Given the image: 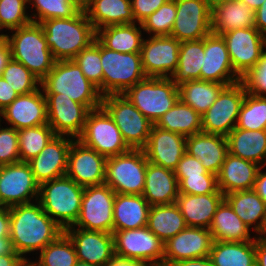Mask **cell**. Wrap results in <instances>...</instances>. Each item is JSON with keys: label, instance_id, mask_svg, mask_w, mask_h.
<instances>
[{"label": "cell", "instance_id": "obj_1", "mask_svg": "<svg viewBox=\"0 0 266 266\" xmlns=\"http://www.w3.org/2000/svg\"><path fill=\"white\" fill-rule=\"evenodd\" d=\"M10 234L13 249L26 262L23 254L42 250L54 242L64 230L43 211L39 201L9 207Z\"/></svg>", "mask_w": 266, "mask_h": 266}, {"label": "cell", "instance_id": "obj_2", "mask_svg": "<svg viewBox=\"0 0 266 266\" xmlns=\"http://www.w3.org/2000/svg\"><path fill=\"white\" fill-rule=\"evenodd\" d=\"M40 25L56 61L72 60L96 39V30L85 10L71 18L44 20Z\"/></svg>", "mask_w": 266, "mask_h": 266}, {"label": "cell", "instance_id": "obj_3", "mask_svg": "<svg viewBox=\"0 0 266 266\" xmlns=\"http://www.w3.org/2000/svg\"><path fill=\"white\" fill-rule=\"evenodd\" d=\"M44 94L68 96L89 110L101 107L102 95L83 74L73 60L56 61L48 75L41 81Z\"/></svg>", "mask_w": 266, "mask_h": 266}, {"label": "cell", "instance_id": "obj_4", "mask_svg": "<svg viewBox=\"0 0 266 266\" xmlns=\"http://www.w3.org/2000/svg\"><path fill=\"white\" fill-rule=\"evenodd\" d=\"M83 191V186L65 175L41 183L38 201L43 211L65 230L79 218Z\"/></svg>", "mask_w": 266, "mask_h": 266}, {"label": "cell", "instance_id": "obj_5", "mask_svg": "<svg viewBox=\"0 0 266 266\" xmlns=\"http://www.w3.org/2000/svg\"><path fill=\"white\" fill-rule=\"evenodd\" d=\"M11 31H15L11 37L5 35V40L10 47L11 58L22 63L42 81L56 62L47 45L43 27L32 22Z\"/></svg>", "mask_w": 266, "mask_h": 266}, {"label": "cell", "instance_id": "obj_6", "mask_svg": "<svg viewBox=\"0 0 266 266\" xmlns=\"http://www.w3.org/2000/svg\"><path fill=\"white\" fill-rule=\"evenodd\" d=\"M123 95L155 124L178 101L179 90L171 78L146 77Z\"/></svg>", "mask_w": 266, "mask_h": 266}, {"label": "cell", "instance_id": "obj_7", "mask_svg": "<svg viewBox=\"0 0 266 266\" xmlns=\"http://www.w3.org/2000/svg\"><path fill=\"white\" fill-rule=\"evenodd\" d=\"M147 157L142 149L111 156L106 159L105 184L115 193L142 195L145 187Z\"/></svg>", "mask_w": 266, "mask_h": 266}, {"label": "cell", "instance_id": "obj_8", "mask_svg": "<svg viewBox=\"0 0 266 266\" xmlns=\"http://www.w3.org/2000/svg\"><path fill=\"white\" fill-rule=\"evenodd\" d=\"M101 106L112 117L130 149H144L153 123L123 94L102 96Z\"/></svg>", "mask_w": 266, "mask_h": 266}, {"label": "cell", "instance_id": "obj_9", "mask_svg": "<svg viewBox=\"0 0 266 266\" xmlns=\"http://www.w3.org/2000/svg\"><path fill=\"white\" fill-rule=\"evenodd\" d=\"M103 96L124 94L146 75L142 68L141 53H120L101 44Z\"/></svg>", "mask_w": 266, "mask_h": 266}, {"label": "cell", "instance_id": "obj_10", "mask_svg": "<svg viewBox=\"0 0 266 266\" xmlns=\"http://www.w3.org/2000/svg\"><path fill=\"white\" fill-rule=\"evenodd\" d=\"M77 139L106 158L130 150L112 117L102 106L89 111L83 131Z\"/></svg>", "mask_w": 266, "mask_h": 266}, {"label": "cell", "instance_id": "obj_11", "mask_svg": "<svg viewBox=\"0 0 266 266\" xmlns=\"http://www.w3.org/2000/svg\"><path fill=\"white\" fill-rule=\"evenodd\" d=\"M112 234L115 256L151 266H163L164 242L147 226L113 231Z\"/></svg>", "mask_w": 266, "mask_h": 266}, {"label": "cell", "instance_id": "obj_12", "mask_svg": "<svg viewBox=\"0 0 266 266\" xmlns=\"http://www.w3.org/2000/svg\"><path fill=\"white\" fill-rule=\"evenodd\" d=\"M115 195L105 183L84 187L80 215L74 226L112 233Z\"/></svg>", "mask_w": 266, "mask_h": 266}, {"label": "cell", "instance_id": "obj_13", "mask_svg": "<svg viewBox=\"0 0 266 266\" xmlns=\"http://www.w3.org/2000/svg\"><path fill=\"white\" fill-rule=\"evenodd\" d=\"M246 92L242 81L226 86L201 116L202 132L227 136L236 127Z\"/></svg>", "mask_w": 266, "mask_h": 266}, {"label": "cell", "instance_id": "obj_14", "mask_svg": "<svg viewBox=\"0 0 266 266\" xmlns=\"http://www.w3.org/2000/svg\"><path fill=\"white\" fill-rule=\"evenodd\" d=\"M232 67L242 79L259 62L266 48V37L256 27L234 29L223 33Z\"/></svg>", "mask_w": 266, "mask_h": 266}, {"label": "cell", "instance_id": "obj_15", "mask_svg": "<svg viewBox=\"0 0 266 266\" xmlns=\"http://www.w3.org/2000/svg\"><path fill=\"white\" fill-rule=\"evenodd\" d=\"M40 184L35 180L28 162H17L0 166V206L38 201Z\"/></svg>", "mask_w": 266, "mask_h": 266}, {"label": "cell", "instance_id": "obj_16", "mask_svg": "<svg viewBox=\"0 0 266 266\" xmlns=\"http://www.w3.org/2000/svg\"><path fill=\"white\" fill-rule=\"evenodd\" d=\"M149 38L143 40L140 52L146 77L170 78L178 66L181 42L172 36Z\"/></svg>", "mask_w": 266, "mask_h": 266}, {"label": "cell", "instance_id": "obj_17", "mask_svg": "<svg viewBox=\"0 0 266 266\" xmlns=\"http://www.w3.org/2000/svg\"><path fill=\"white\" fill-rule=\"evenodd\" d=\"M176 18L171 35L178 41L200 40L212 33L211 12L205 0H175Z\"/></svg>", "mask_w": 266, "mask_h": 266}, {"label": "cell", "instance_id": "obj_18", "mask_svg": "<svg viewBox=\"0 0 266 266\" xmlns=\"http://www.w3.org/2000/svg\"><path fill=\"white\" fill-rule=\"evenodd\" d=\"M48 125L56 135L78 138L84 128L89 109L68 96L45 94Z\"/></svg>", "mask_w": 266, "mask_h": 266}, {"label": "cell", "instance_id": "obj_19", "mask_svg": "<svg viewBox=\"0 0 266 266\" xmlns=\"http://www.w3.org/2000/svg\"><path fill=\"white\" fill-rule=\"evenodd\" d=\"M106 157L74 139L68 154L66 175L83 187L105 183Z\"/></svg>", "mask_w": 266, "mask_h": 266}, {"label": "cell", "instance_id": "obj_20", "mask_svg": "<svg viewBox=\"0 0 266 266\" xmlns=\"http://www.w3.org/2000/svg\"><path fill=\"white\" fill-rule=\"evenodd\" d=\"M213 242L209 229L187 226L164 243L163 266L181 260L208 257Z\"/></svg>", "mask_w": 266, "mask_h": 266}, {"label": "cell", "instance_id": "obj_21", "mask_svg": "<svg viewBox=\"0 0 266 266\" xmlns=\"http://www.w3.org/2000/svg\"><path fill=\"white\" fill-rule=\"evenodd\" d=\"M64 233L73 242L77 260L95 266H105L115 257L112 233L75 229V226L68 227Z\"/></svg>", "mask_w": 266, "mask_h": 266}, {"label": "cell", "instance_id": "obj_22", "mask_svg": "<svg viewBox=\"0 0 266 266\" xmlns=\"http://www.w3.org/2000/svg\"><path fill=\"white\" fill-rule=\"evenodd\" d=\"M201 80L225 84L238 83L242 79L235 73L225 40L220 35L204 37V57Z\"/></svg>", "mask_w": 266, "mask_h": 266}, {"label": "cell", "instance_id": "obj_23", "mask_svg": "<svg viewBox=\"0 0 266 266\" xmlns=\"http://www.w3.org/2000/svg\"><path fill=\"white\" fill-rule=\"evenodd\" d=\"M73 138L56 135L30 164L35 180L41 184L66 175L68 154Z\"/></svg>", "mask_w": 266, "mask_h": 266}, {"label": "cell", "instance_id": "obj_24", "mask_svg": "<svg viewBox=\"0 0 266 266\" xmlns=\"http://www.w3.org/2000/svg\"><path fill=\"white\" fill-rule=\"evenodd\" d=\"M143 150L148 162L174 171L186 152V137L153 124Z\"/></svg>", "mask_w": 266, "mask_h": 266}, {"label": "cell", "instance_id": "obj_25", "mask_svg": "<svg viewBox=\"0 0 266 266\" xmlns=\"http://www.w3.org/2000/svg\"><path fill=\"white\" fill-rule=\"evenodd\" d=\"M16 130L48 124L47 102L45 95L37 90L19 95L10 105L0 112Z\"/></svg>", "mask_w": 266, "mask_h": 266}, {"label": "cell", "instance_id": "obj_26", "mask_svg": "<svg viewBox=\"0 0 266 266\" xmlns=\"http://www.w3.org/2000/svg\"><path fill=\"white\" fill-rule=\"evenodd\" d=\"M186 152L198 158L208 172L219 174L229 153L226 136L199 132L186 137Z\"/></svg>", "mask_w": 266, "mask_h": 266}, {"label": "cell", "instance_id": "obj_27", "mask_svg": "<svg viewBox=\"0 0 266 266\" xmlns=\"http://www.w3.org/2000/svg\"><path fill=\"white\" fill-rule=\"evenodd\" d=\"M224 200V194L217 189L211 194L190 195L179 193L176 204L189 227L209 229L217 207Z\"/></svg>", "mask_w": 266, "mask_h": 266}, {"label": "cell", "instance_id": "obj_28", "mask_svg": "<svg viewBox=\"0 0 266 266\" xmlns=\"http://www.w3.org/2000/svg\"><path fill=\"white\" fill-rule=\"evenodd\" d=\"M260 167L254 162L228 153L217 175L218 189L224 195L253 189Z\"/></svg>", "mask_w": 266, "mask_h": 266}, {"label": "cell", "instance_id": "obj_29", "mask_svg": "<svg viewBox=\"0 0 266 266\" xmlns=\"http://www.w3.org/2000/svg\"><path fill=\"white\" fill-rule=\"evenodd\" d=\"M179 194L177 177L173 170L147 163L145 187L142 196L150 206L176 203Z\"/></svg>", "mask_w": 266, "mask_h": 266}, {"label": "cell", "instance_id": "obj_30", "mask_svg": "<svg viewBox=\"0 0 266 266\" xmlns=\"http://www.w3.org/2000/svg\"><path fill=\"white\" fill-rule=\"evenodd\" d=\"M150 205L142 195L116 193L113 207V231L147 226Z\"/></svg>", "mask_w": 266, "mask_h": 266}, {"label": "cell", "instance_id": "obj_31", "mask_svg": "<svg viewBox=\"0 0 266 266\" xmlns=\"http://www.w3.org/2000/svg\"><path fill=\"white\" fill-rule=\"evenodd\" d=\"M255 27V10L238 0L219 4L211 12L212 33L222 35L234 29Z\"/></svg>", "mask_w": 266, "mask_h": 266}, {"label": "cell", "instance_id": "obj_32", "mask_svg": "<svg viewBox=\"0 0 266 266\" xmlns=\"http://www.w3.org/2000/svg\"><path fill=\"white\" fill-rule=\"evenodd\" d=\"M224 200L249 228L256 223L253 230L260 236L265 235L266 204L253 189L226 194Z\"/></svg>", "mask_w": 266, "mask_h": 266}, {"label": "cell", "instance_id": "obj_33", "mask_svg": "<svg viewBox=\"0 0 266 266\" xmlns=\"http://www.w3.org/2000/svg\"><path fill=\"white\" fill-rule=\"evenodd\" d=\"M228 151L231 155L266 165V130H244L234 128L227 136Z\"/></svg>", "mask_w": 266, "mask_h": 266}, {"label": "cell", "instance_id": "obj_34", "mask_svg": "<svg viewBox=\"0 0 266 266\" xmlns=\"http://www.w3.org/2000/svg\"><path fill=\"white\" fill-rule=\"evenodd\" d=\"M85 12L96 31L110 25L137 23L131 0H91Z\"/></svg>", "mask_w": 266, "mask_h": 266}, {"label": "cell", "instance_id": "obj_35", "mask_svg": "<svg viewBox=\"0 0 266 266\" xmlns=\"http://www.w3.org/2000/svg\"><path fill=\"white\" fill-rule=\"evenodd\" d=\"M209 230L214 241H255V237H253V240L250 237V228L238 217L225 200L217 207Z\"/></svg>", "mask_w": 266, "mask_h": 266}, {"label": "cell", "instance_id": "obj_36", "mask_svg": "<svg viewBox=\"0 0 266 266\" xmlns=\"http://www.w3.org/2000/svg\"><path fill=\"white\" fill-rule=\"evenodd\" d=\"M142 25L135 23L110 25L96 31V39L106 48L120 53H140Z\"/></svg>", "mask_w": 266, "mask_h": 266}, {"label": "cell", "instance_id": "obj_37", "mask_svg": "<svg viewBox=\"0 0 266 266\" xmlns=\"http://www.w3.org/2000/svg\"><path fill=\"white\" fill-rule=\"evenodd\" d=\"M187 227L176 203L150 206L147 228L166 243Z\"/></svg>", "mask_w": 266, "mask_h": 266}, {"label": "cell", "instance_id": "obj_38", "mask_svg": "<svg viewBox=\"0 0 266 266\" xmlns=\"http://www.w3.org/2000/svg\"><path fill=\"white\" fill-rule=\"evenodd\" d=\"M154 125L185 137L202 132L201 115L180 99Z\"/></svg>", "mask_w": 266, "mask_h": 266}, {"label": "cell", "instance_id": "obj_39", "mask_svg": "<svg viewBox=\"0 0 266 266\" xmlns=\"http://www.w3.org/2000/svg\"><path fill=\"white\" fill-rule=\"evenodd\" d=\"M204 57V38L182 41L180 43L178 66L170 77L173 83L180 85L192 80H201V67Z\"/></svg>", "mask_w": 266, "mask_h": 266}, {"label": "cell", "instance_id": "obj_40", "mask_svg": "<svg viewBox=\"0 0 266 266\" xmlns=\"http://www.w3.org/2000/svg\"><path fill=\"white\" fill-rule=\"evenodd\" d=\"M209 257L213 266H256L255 241H214Z\"/></svg>", "mask_w": 266, "mask_h": 266}, {"label": "cell", "instance_id": "obj_41", "mask_svg": "<svg viewBox=\"0 0 266 266\" xmlns=\"http://www.w3.org/2000/svg\"><path fill=\"white\" fill-rule=\"evenodd\" d=\"M225 87L226 85L221 83L192 80L178 87L179 99L202 116Z\"/></svg>", "mask_w": 266, "mask_h": 266}, {"label": "cell", "instance_id": "obj_42", "mask_svg": "<svg viewBox=\"0 0 266 266\" xmlns=\"http://www.w3.org/2000/svg\"><path fill=\"white\" fill-rule=\"evenodd\" d=\"M20 162H28L56 136L48 124L18 130Z\"/></svg>", "mask_w": 266, "mask_h": 266}, {"label": "cell", "instance_id": "obj_43", "mask_svg": "<svg viewBox=\"0 0 266 266\" xmlns=\"http://www.w3.org/2000/svg\"><path fill=\"white\" fill-rule=\"evenodd\" d=\"M77 261L73 242L63 232L54 242L45 246L38 262H30L34 266H75Z\"/></svg>", "mask_w": 266, "mask_h": 266}, {"label": "cell", "instance_id": "obj_44", "mask_svg": "<svg viewBox=\"0 0 266 266\" xmlns=\"http://www.w3.org/2000/svg\"><path fill=\"white\" fill-rule=\"evenodd\" d=\"M244 130H266V96L245 94L236 123Z\"/></svg>", "mask_w": 266, "mask_h": 266}, {"label": "cell", "instance_id": "obj_45", "mask_svg": "<svg viewBox=\"0 0 266 266\" xmlns=\"http://www.w3.org/2000/svg\"><path fill=\"white\" fill-rule=\"evenodd\" d=\"M85 77L93 83L103 96V70L101 66V43L95 39L72 59Z\"/></svg>", "mask_w": 266, "mask_h": 266}, {"label": "cell", "instance_id": "obj_46", "mask_svg": "<svg viewBox=\"0 0 266 266\" xmlns=\"http://www.w3.org/2000/svg\"><path fill=\"white\" fill-rule=\"evenodd\" d=\"M37 13L31 18L33 23L40 24L44 20L54 18H71L81 9L70 0H28ZM38 18V19H37Z\"/></svg>", "mask_w": 266, "mask_h": 266}, {"label": "cell", "instance_id": "obj_47", "mask_svg": "<svg viewBox=\"0 0 266 266\" xmlns=\"http://www.w3.org/2000/svg\"><path fill=\"white\" fill-rule=\"evenodd\" d=\"M176 12L175 0H169L141 23L142 29L152 36H170Z\"/></svg>", "mask_w": 266, "mask_h": 266}, {"label": "cell", "instance_id": "obj_48", "mask_svg": "<svg viewBox=\"0 0 266 266\" xmlns=\"http://www.w3.org/2000/svg\"><path fill=\"white\" fill-rule=\"evenodd\" d=\"M8 84L18 93L24 95L38 89L41 81L22 63L11 58L1 75Z\"/></svg>", "mask_w": 266, "mask_h": 266}, {"label": "cell", "instance_id": "obj_49", "mask_svg": "<svg viewBox=\"0 0 266 266\" xmlns=\"http://www.w3.org/2000/svg\"><path fill=\"white\" fill-rule=\"evenodd\" d=\"M28 0H0V28L18 29L32 23L26 14Z\"/></svg>", "mask_w": 266, "mask_h": 266}, {"label": "cell", "instance_id": "obj_50", "mask_svg": "<svg viewBox=\"0 0 266 266\" xmlns=\"http://www.w3.org/2000/svg\"><path fill=\"white\" fill-rule=\"evenodd\" d=\"M178 185L179 193L190 195L211 194L218 189L215 174L181 177L178 180Z\"/></svg>", "mask_w": 266, "mask_h": 266}, {"label": "cell", "instance_id": "obj_51", "mask_svg": "<svg viewBox=\"0 0 266 266\" xmlns=\"http://www.w3.org/2000/svg\"><path fill=\"white\" fill-rule=\"evenodd\" d=\"M17 162H20L18 130L13 127L0 128V166Z\"/></svg>", "mask_w": 266, "mask_h": 266}, {"label": "cell", "instance_id": "obj_52", "mask_svg": "<svg viewBox=\"0 0 266 266\" xmlns=\"http://www.w3.org/2000/svg\"><path fill=\"white\" fill-rule=\"evenodd\" d=\"M248 93L257 96H266V50L258 64L241 80Z\"/></svg>", "mask_w": 266, "mask_h": 266}, {"label": "cell", "instance_id": "obj_53", "mask_svg": "<svg viewBox=\"0 0 266 266\" xmlns=\"http://www.w3.org/2000/svg\"><path fill=\"white\" fill-rule=\"evenodd\" d=\"M174 173L177 177V181L181 177H188V176H200L201 174H213L208 172L207 169L201 164V161L185 152L177 167L174 170Z\"/></svg>", "mask_w": 266, "mask_h": 266}, {"label": "cell", "instance_id": "obj_54", "mask_svg": "<svg viewBox=\"0 0 266 266\" xmlns=\"http://www.w3.org/2000/svg\"><path fill=\"white\" fill-rule=\"evenodd\" d=\"M167 1L169 0H131L135 21L140 25L149 15L157 11Z\"/></svg>", "mask_w": 266, "mask_h": 266}, {"label": "cell", "instance_id": "obj_55", "mask_svg": "<svg viewBox=\"0 0 266 266\" xmlns=\"http://www.w3.org/2000/svg\"><path fill=\"white\" fill-rule=\"evenodd\" d=\"M18 93L0 76V112L10 105L17 97Z\"/></svg>", "mask_w": 266, "mask_h": 266}, {"label": "cell", "instance_id": "obj_56", "mask_svg": "<svg viewBox=\"0 0 266 266\" xmlns=\"http://www.w3.org/2000/svg\"><path fill=\"white\" fill-rule=\"evenodd\" d=\"M255 262L256 266H266V237H255Z\"/></svg>", "mask_w": 266, "mask_h": 266}, {"label": "cell", "instance_id": "obj_57", "mask_svg": "<svg viewBox=\"0 0 266 266\" xmlns=\"http://www.w3.org/2000/svg\"><path fill=\"white\" fill-rule=\"evenodd\" d=\"M9 234H10L9 207L0 206V238L9 237Z\"/></svg>", "mask_w": 266, "mask_h": 266}, {"label": "cell", "instance_id": "obj_58", "mask_svg": "<svg viewBox=\"0 0 266 266\" xmlns=\"http://www.w3.org/2000/svg\"><path fill=\"white\" fill-rule=\"evenodd\" d=\"M255 27L266 37V0L255 11Z\"/></svg>", "mask_w": 266, "mask_h": 266}, {"label": "cell", "instance_id": "obj_59", "mask_svg": "<svg viewBox=\"0 0 266 266\" xmlns=\"http://www.w3.org/2000/svg\"><path fill=\"white\" fill-rule=\"evenodd\" d=\"M261 169H263V166H261L258 171L253 190L266 204V172L262 173Z\"/></svg>", "mask_w": 266, "mask_h": 266}, {"label": "cell", "instance_id": "obj_60", "mask_svg": "<svg viewBox=\"0 0 266 266\" xmlns=\"http://www.w3.org/2000/svg\"><path fill=\"white\" fill-rule=\"evenodd\" d=\"M26 261L18 253L0 255V266H23Z\"/></svg>", "mask_w": 266, "mask_h": 266}, {"label": "cell", "instance_id": "obj_61", "mask_svg": "<svg viewBox=\"0 0 266 266\" xmlns=\"http://www.w3.org/2000/svg\"><path fill=\"white\" fill-rule=\"evenodd\" d=\"M170 266H213V263L210 257H202V258H194V259H186L175 262Z\"/></svg>", "mask_w": 266, "mask_h": 266}, {"label": "cell", "instance_id": "obj_62", "mask_svg": "<svg viewBox=\"0 0 266 266\" xmlns=\"http://www.w3.org/2000/svg\"><path fill=\"white\" fill-rule=\"evenodd\" d=\"M11 60V51L9 44L4 39L0 43V76L2 75V72L4 68L7 66V63Z\"/></svg>", "mask_w": 266, "mask_h": 266}, {"label": "cell", "instance_id": "obj_63", "mask_svg": "<svg viewBox=\"0 0 266 266\" xmlns=\"http://www.w3.org/2000/svg\"><path fill=\"white\" fill-rule=\"evenodd\" d=\"M105 266H151V265L115 256Z\"/></svg>", "mask_w": 266, "mask_h": 266}, {"label": "cell", "instance_id": "obj_64", "mask_svg": "<svg viewBox=\"0 0 266 266\" xmlns=\"http://www.w3.org/2000/svg\"><path fill=\"white\" fill-rule=\"evenodd\" d=\"M16 253L13 249L12 241L9 237L0 238V255Z\"/></svg>", "mask_w": 266, "mask_h": 266}, {"label": "cell", "instance_id": "obj_65", "mask_svg": "<svg viewBox=\"0 0 266 266\" xmlns=\"http://www.w3.org/2000/svg\"><path fill=\"white\" fill-rule=\"evenodd\" d=\"M238 1L245 3L252 10L256 11L263 4L265 0H238Z\"/></svg>", "mask_w": 266, "mask_h": 266}, {"label": "cell", "instance_id": "obj_66", "mask_svg": "<svg viewBox=\"0 0 266 266\" xmlns=\"http://www.w3.org/2000/svg\"><path fill=\"white\" fill-rule=\"evenodd\" d=\"M75 5H77L81 10H85L87 6L90 4L91 0H70Z\"/></svg>", "mask_w": 266, "mask_h": 266}, {"label": "cell", "instance_id": "obj_67", "mask_svg": "<svg viewBox=\"0 0 266 266\" xmlns=\"http://www.w3.org/2000/svg\"><path fill=\"white\" fill-rule=\"evenodd\" d=\"M206 3L208 4V6L213 9L215 6L219 5V4H222V3H225L227 2L228 0H205Z\"/></svg>", "mask_w": 266, "mask_h": 266}, {"label": "cell", "instance_id": "obj_68", "mask_svg": "<svg viewBox=\"0 0 266 266\" xmlns=\"http://www.w3.org/2000/svg\"><path fill=\"white\" fill-rule=\"evenodd\" d=\"M75 266H95L84 261L77 260Z\"/></svg>", "mask_w": 266, "mask_h": 266}, {"label": "cell", "instance_id": "obj_69", "mask_svg": "<svg viewBox=\"0 0 266 266\" xmlns=\"http://www.w3.org/2000/svg\"><path fill=\"white\" fill-rule=\"evenodd\" d=\"M6 34H0V43L5 39Z\"/></svg>", "mask_w": 266, "mask_h": 266}, {"label": "cell", "instance_id": "obj_70", "mask_svg": "<svg viewBox=\"0 0 266 266\" xmlns=\"http://www.w3.org/2000/svg\"><path fill=\"white\" fill-rule=\"evenodd\" d=\"M23 266H34L32 263L29 262H26Z\"/></svg>", "mask_w": 266, "mask_h": 266}]
</instances>
